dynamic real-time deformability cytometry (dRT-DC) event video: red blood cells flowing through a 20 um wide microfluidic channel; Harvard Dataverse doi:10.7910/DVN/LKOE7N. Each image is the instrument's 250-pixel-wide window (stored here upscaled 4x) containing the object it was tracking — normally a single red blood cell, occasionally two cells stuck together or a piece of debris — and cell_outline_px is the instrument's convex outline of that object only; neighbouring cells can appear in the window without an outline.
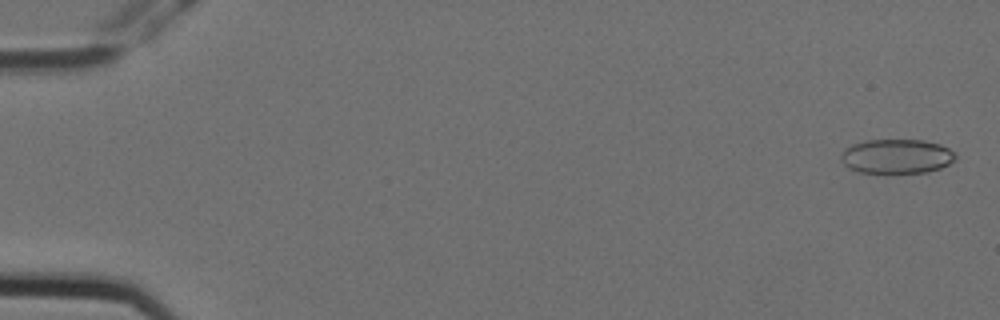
{"species": "Egyptian fruit bat (a non-hibernating species)", "species_latin": "Rousettus aegyptiacus", "temperature_condition": "cold", "stored_images_in_passage": 5, "camera_frame_rate_fps": 3000, "um_per_image_px": 0.085, "animal": {"sex": "female"}, "frame": {"image": 1, "passage_image": 1, "time_ms": 0.0, "image_size_px": [1000, 320], "cell_outline_px": [[956, 160], [940, 168], [928, 172], [888, 176], [884, 176], [856, 172], [848, 168], [840, 160], [840, 156], [844, 148], [852, 144], [868, 140], [924, 140], [940, 144], [956, 152]], "centroid_in_image_um": [76.18, 13.34], "position_along_channel_um": 8.8, "area_um2": 24.16}}
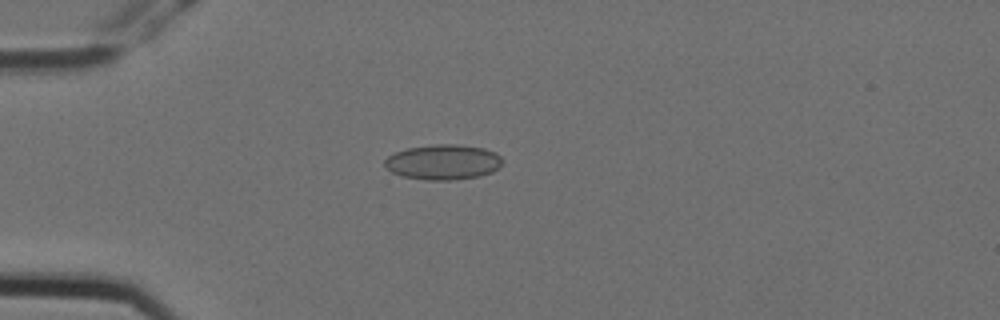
{"frame": {"image": 2, "passage_image": 5, "time_ms": 1.333, "image_size_px": [1000, 320], "cell_outline_px": [[504, 160], [492, 172], [480, 176], [452, 180], [424, 180], [400, 176], [384, 168], [384, 160], [388, 156], [396, 152], [408, 148], [436, 144], [456, 144], [484, 148], [496, 152]], "centroid_in_image_um": [37.65, 13.78], "position_along_channel_um": 47.4, "area_um2": 24.28}}